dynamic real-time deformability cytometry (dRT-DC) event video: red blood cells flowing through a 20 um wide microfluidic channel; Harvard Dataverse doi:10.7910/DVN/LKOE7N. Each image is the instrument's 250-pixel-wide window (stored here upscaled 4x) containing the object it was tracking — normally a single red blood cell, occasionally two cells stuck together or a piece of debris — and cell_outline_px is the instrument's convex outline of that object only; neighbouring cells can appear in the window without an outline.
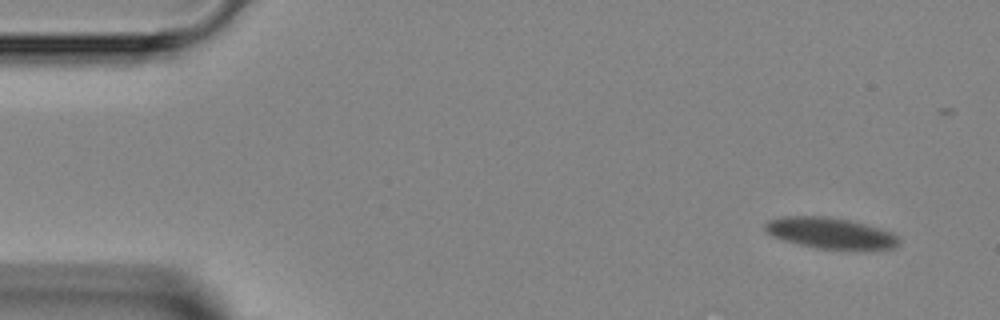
{"species": "Egyptian fruit bat (a non-hibernating species)", "species_latin": "Rousettus aegyptiacus", "temperature_condition": "room temperature", "stored_images_in_passage": 5, "camera_frame_rate_fps": 3000, "um_per_image_px": 0.085, "animal": {"sex": "female"}, "frame": {"image": 1, "passage_image": 1, "time_ms": 0.0, "image_size_px": [1000, 320], "cell_outline_px": [[900, 244], [896, 248], [816, 248], [784, 240], [772, 236], [764, 232], [764, 224], [768, 220], [784, 216], [824, 216], [848, 220], [880, 228], [892, 232], [900, 240]], "centroid_in_image_um": [70.53, 19.79], "position_along_channel_um": 14.5, "area_um2": 23.81}}
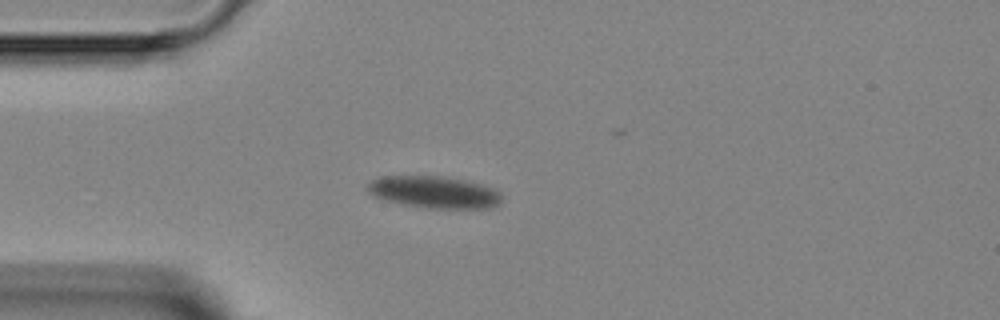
{"frame": {"image": 2, "passage_image": 4, "time_ms": 3.333, "image_size_px": [1000, 320], "cell_outline_px": [[504, 196], [500, 204], [492, 208], [428, 208], [404, 204], [372, 196], [368, 192], [368, 184], [372, 180], [380, 176], [448, 176], [468, 180], [496, 188]], "centroid_in_image_um": [36.99, 16.32], "position_along_channel_um": 48.0, "area_um2": 25.37}}